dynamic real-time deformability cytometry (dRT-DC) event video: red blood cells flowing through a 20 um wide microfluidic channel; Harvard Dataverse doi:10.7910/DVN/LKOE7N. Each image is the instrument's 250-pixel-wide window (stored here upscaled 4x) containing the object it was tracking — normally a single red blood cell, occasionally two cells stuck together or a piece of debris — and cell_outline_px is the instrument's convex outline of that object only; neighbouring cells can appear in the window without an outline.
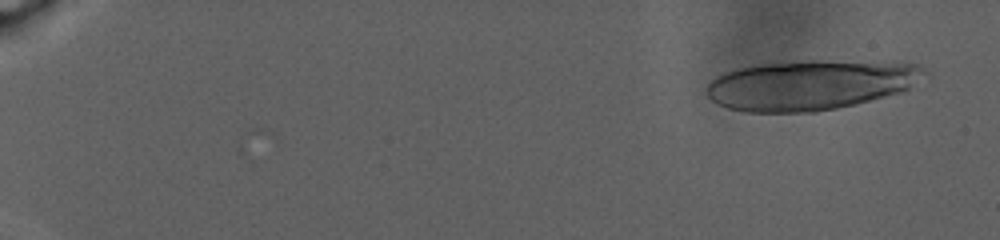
{"species": "human", "species_latin": "Homo sapiens", "temperature_condition": "warm", "stored_images_in_passage": 46, "camera_frame_rate_fps": 3000, "um_per_image_px": 0.085, "donor": {"sex": "male"}, "frame": {"image": 1, "passage_image": 4, "time_ms": 1.333, "image_size_px": [1000, 240], "cell_outline_px": [[932, 72], [928, 76], [904, 92], [856, 104], [816, 112], [744, 112], [728, 108], [716, 104], [704, 92], [704, 88], [716, 76], [724, 72], [740, 68], [764, 64], [796, 60], [900, 60], [920, 64]], "centroid_in_image_um": [69.04, 7.18], "position_along_channel_um": 16.0, "area_um2": 65.37}}
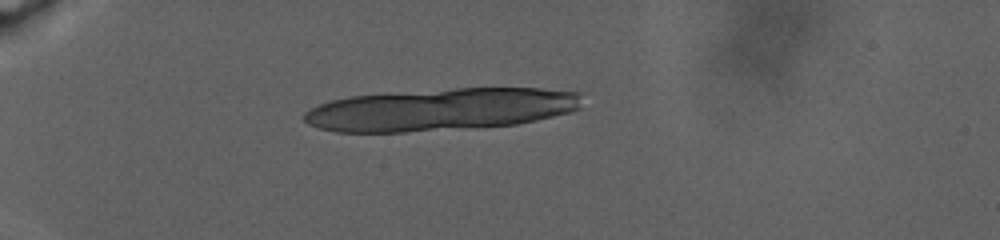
{"frame": {"image": 2, "passage_image": 31, "time_ms": 8.667, "image_size_px": [1000, 240], "cell_outline_px": [[580, 108], [568, 112], [536, 120], [516, 124], [404, 132], [336, 132], [320, 128], [308, 124], [304, 120], [304, 112], [308, 108], [332, 100], [352, 96], [388, 92], [456, 88], [540, 88], [580, 92]], "centroid_in_image_um": [37.42, 9.29], "position_along_channel_um": 47.6, "area_um2": 68.44}}
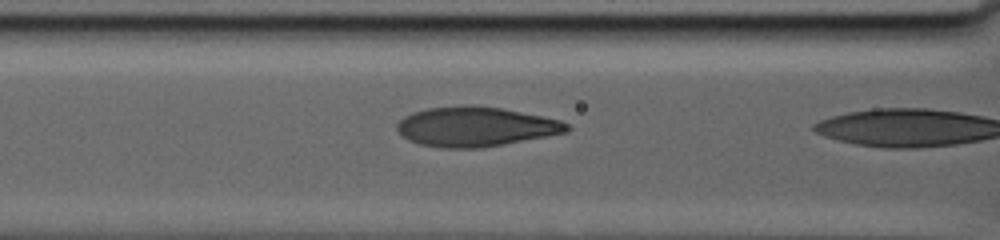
{"frame": {"image": 3, "passage_image": 45, "time_ms": 13.333, "image_size_px": [1000, 240], "cell_outline_px": [[572, 128], [568, 132], [504, 144], [480, 148], [440, 148], [420, 144], [408, 140], [396, 128], [396, 124], [404, 116], [412, 112], [428, 108], [464, 104], [476, 104], [500, 108], [560, 120], [568, 124]], "centroid_in_image_um": [40.4, 10.76], "position_along_channel_um": 126.2, "area_um2": 39.36}}